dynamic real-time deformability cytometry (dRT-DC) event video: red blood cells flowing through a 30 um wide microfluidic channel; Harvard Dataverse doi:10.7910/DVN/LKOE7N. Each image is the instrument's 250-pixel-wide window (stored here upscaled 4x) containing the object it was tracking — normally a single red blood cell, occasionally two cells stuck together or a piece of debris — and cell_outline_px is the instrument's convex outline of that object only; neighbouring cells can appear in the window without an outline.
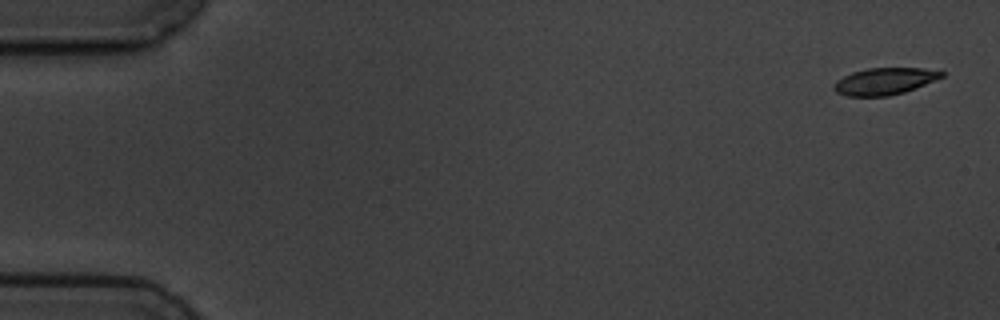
{"species": "common noctule bat (a hibernating species)", "species_latin": "Nyctalus noctula", "temperature_condition": "cold", "stored_images_in_passage": 6, "segment_of_instrument_passage": [2, 2], "camera_frame_rate_fps": 3000, "um_per_image_px": 0.085, "animal": {"sex": "male", "body_mass_g": 19.5, "forearm_length_mm": 54.6}, "frame": {"image": 1, "passage_image": 6, "time_ms": 6.0, "image_size_px": [1000, 320], "cell_outline_px": [[944, 76], [916, 88], [904, 92], [888, 96], [848, 96], [836, 92], [832, 88], [832, 84], [836, 80], [852, 72], [868, 68], [924, 68], [944, 72]], "centroid_in_image_um": [75.16, 6.9], "position_along_channel_um": 9.8, "area_um2": 16.88}}